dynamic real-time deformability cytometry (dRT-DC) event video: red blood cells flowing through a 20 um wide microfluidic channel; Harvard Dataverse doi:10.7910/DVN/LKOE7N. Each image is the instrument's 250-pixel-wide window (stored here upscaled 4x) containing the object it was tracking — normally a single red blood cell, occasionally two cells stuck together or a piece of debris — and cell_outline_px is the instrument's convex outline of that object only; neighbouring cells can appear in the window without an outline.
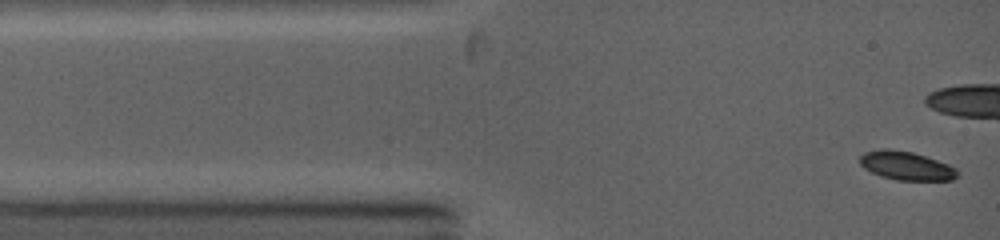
{"species": "common noctule bat (a hibernating species)", "species_latin": "Nyctalus noctula", "temperature_condition": "warm", "stored_images_in_passage": 23, "camera_frame_rate_fps": 5000, "um_per_image_px": 0.085, "animal": {"sex": "female", "body_mass_g": 19.0, "forearm_length_mm": 53.3}, "frame": {"image": 1, "passage_image": 1, "time_ms": 0.0, "image_size_px": [1000, 240], "cell_outline_px": [[960, 176], [952, 180], [896, 180], [880, 176], [864, 168], [860, 164], [860, 156], [864, 152], [880, 148], [888, 148], [912, 152], [948, 164], [956, 168], [960, 172]], "centroid_in_image_um": [77.04, 14.09], "position_along_channel_um": 8.0, "area_um2": 16.42}}